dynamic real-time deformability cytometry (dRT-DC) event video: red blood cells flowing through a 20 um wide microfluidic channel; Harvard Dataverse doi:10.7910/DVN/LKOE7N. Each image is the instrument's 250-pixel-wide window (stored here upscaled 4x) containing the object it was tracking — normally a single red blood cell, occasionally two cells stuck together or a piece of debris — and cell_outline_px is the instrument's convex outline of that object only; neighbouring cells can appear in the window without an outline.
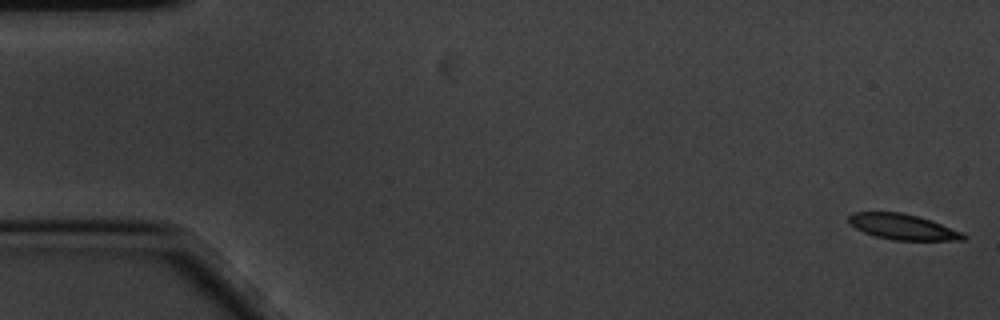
{"species": "common noctule bat (a hibernating species)", "species_latin": "Nyctalus noctula", "temperature_condition": "cold", "stored_images_in_passage": 58, "camera_frame_rate_fps": 3000, "um_per_image_px": 0.085, "animal": {"sex": "male", "body_mass_g": 20.1, "forearm_length_mm": 53.5}, "frame": {"image": 1, "passage_image": 1, "time_ms": 0.0, "image_size_px": [1000, 320], "cell_outline_px": [[968, 236], [964, 240], [892, 240], [876, 236], [864, 232], [856, 228], [848, 220], [848, 216], [852, 212], [904, 212], [932, 220], [960, 232]], "centroid_in_image_um": [76.73, 19.27], "position_along_channel_um": 8.3, "area_um2": 16.99}}
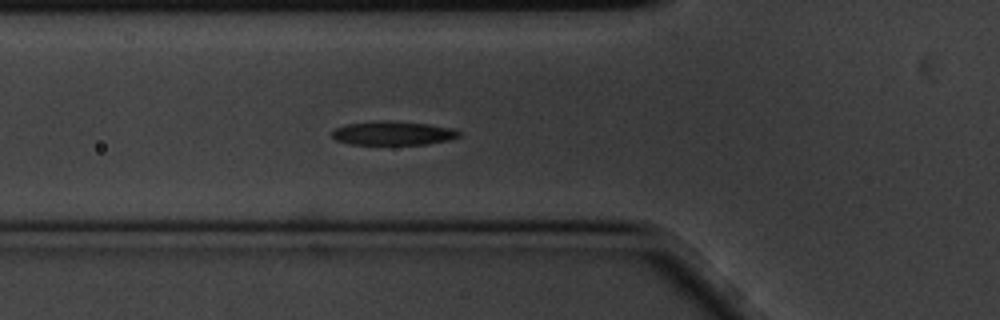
{"frame": {"image": 2, "passage_image": 20, "time_ms": 6.333, "image_size_px": [1000, 320], "cell_outline_px": [[460, 136], [448, 140], [428, 144], [348, 144], [336, 140], [332, 136], [332, 132], [336, 128], [344, 124], [372, 120], [388, 120], [428, 124], [452, 128], [460, 132]], "centroid_in_image_um": [33.37, 11.3], "position_along_channel_um": 92.4, "area_um2": 17.8}}
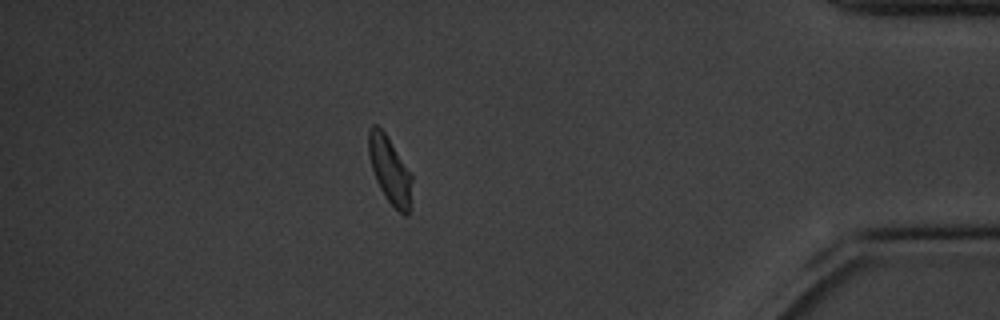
{"frame": {"image": 3, "passage_image": 51, "time_ms": 16.667, "image_size_px": [1000, 320], "cell_outline_px": [[412, 180], [408, 216], [404, 216], [388, 200], [380, 188], [376, 180], [368, 156], [368, 128], [372, 124], [376, 124], [384, 132], [412, 176]], "centroid_in_image_um": [33.1, 14.44], "position_along_channel_um": 402.1, "area_um2": 16.47}, "authors_computed_cell_mechanics": {"area_um2": 17.7157, "velocity_mm_per_s": 3.4144, "shape_relaxation_time_tau1_ms": 2.3658, "shape_relaxation_time_tau2_ms": 3.6208, "deformation_change_tau1": 0.1163, "deformation_change_tau2": 0.0837}}